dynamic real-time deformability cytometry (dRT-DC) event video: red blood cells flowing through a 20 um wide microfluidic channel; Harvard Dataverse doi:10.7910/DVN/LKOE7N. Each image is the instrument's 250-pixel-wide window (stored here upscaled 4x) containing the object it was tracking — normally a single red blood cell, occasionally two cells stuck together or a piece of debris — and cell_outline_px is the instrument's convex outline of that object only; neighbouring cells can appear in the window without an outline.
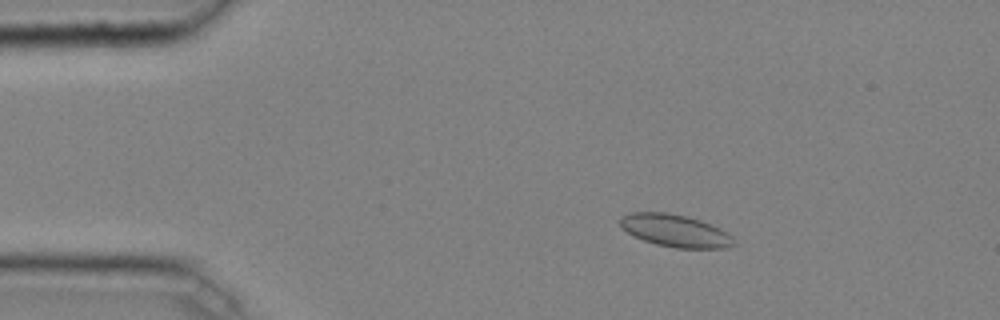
{"species": "common noctule bat (a hibernating species)", "species_latin": "Nyctalus noctula", "temperature_condition": "cold", "stored_images_in_passage": 48, "camera_frame_rate_fps": 3000, "um_per_image_px": 0.085, "animal": {"sex": "male", "body_mass_g": 20.4}, "frame": {"image": 1, "passage_image": 9, "time_ms": 2.667, "image_size_px": [1000, 320], "cell_outline_px": [[736, 244], [728, 248], [676, 248], [656, 244], [632, 236], [620, 228], [620, 216], [632, 212], [668, 212], [688, 216], [700, 220], [720, 228], [728, 232], [732, 236]], "centroid_in_image_um": [57.38, 19.6], "position_along_channel_um": 27.6, "area_um2": 21.79}}
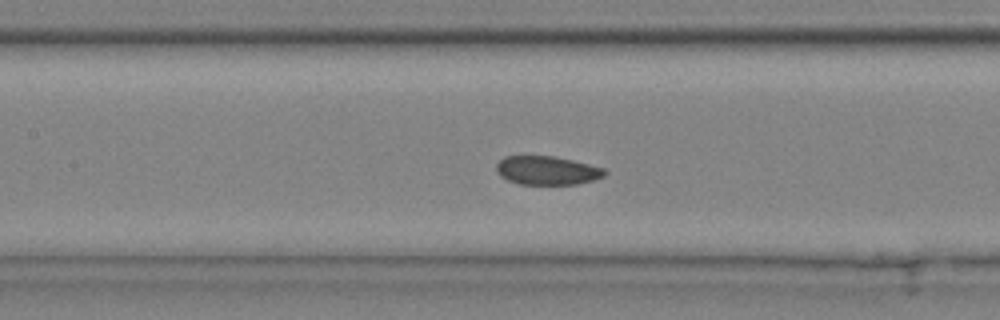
{"frame": {"image": 2, "passage_image": 23, "time_ms": 7.333, "image_size_px": [1000, 320], "cell_outline_px": [[608, 172], [604, 176], [592, 180], [576, 184], [520, 184], [508, 180], [500, 176], [496, 172], [496, 164], [504, 156], [552, 156], [572, 160], [604, 168]], "centroid_in_image_um": [46.48, 14.48], "position_along_channel_um": 160.9, "area_um2": 18.03}}
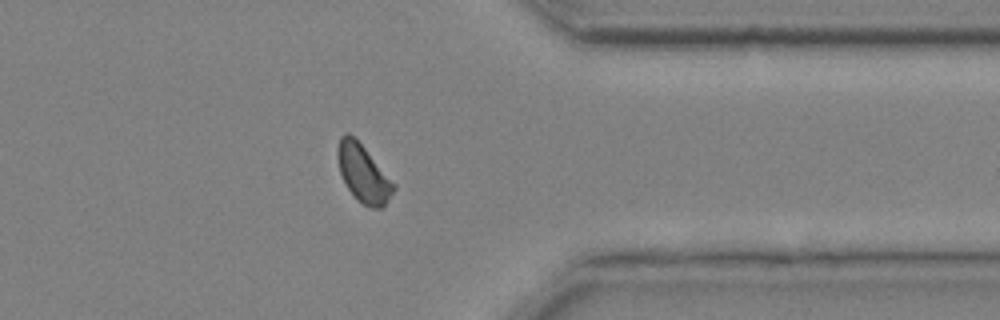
{"frame": {"image": 3, "passage_image": 40, "time_ms": 13.0, "image_size_px": [1000, 320], "cell_outline_px": [[396, 188], [384, 208], [368, 208], [360, 204], [356, 200], [348, 188], [340, 172], [336, 156], [336, 152], [340, 136], [344, 132], [348, 132], [364, 148], [396, 184]], "centroid_in_image_um": [30.88, 14.79], "position_along_channel_um": 380.5, "area_um2": 18.9}, "authors_computed_cell_mechanics": {"area_um2": 19.0162, "velocity_mm_per_s": 4.0404, "shape_relaxation_time_tau1_ms": null, "shape_relaxation_time_tau2_ms": 1.2971, "deformation_change_tau1": null, "deformation_change_tau2": 0.0473}}